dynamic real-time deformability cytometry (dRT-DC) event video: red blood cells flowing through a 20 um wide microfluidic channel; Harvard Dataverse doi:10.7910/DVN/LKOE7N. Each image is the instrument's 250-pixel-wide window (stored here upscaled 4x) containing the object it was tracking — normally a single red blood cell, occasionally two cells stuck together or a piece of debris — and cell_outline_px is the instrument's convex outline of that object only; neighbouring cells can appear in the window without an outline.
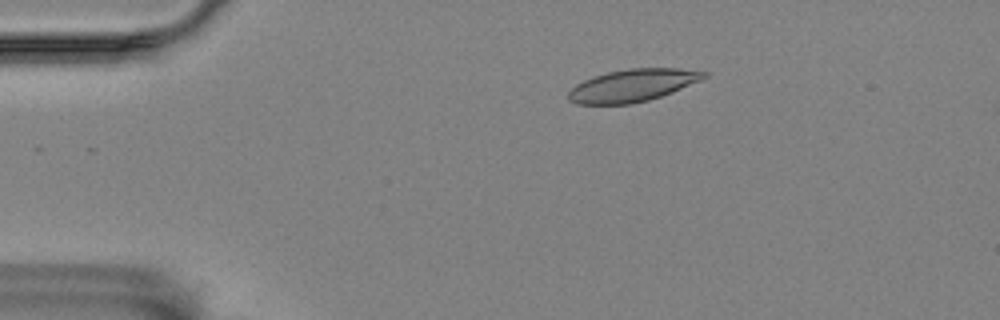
{"species": "Egyptian fruit bat (a non-hibernating species)", "species_latin": "Rousettus aegyptiacus", "temperature_condition": "room temperature", "stored_images_in_passage": 4, "camera_frame_rate_fps": 3000, "um_per_image_px": 0.085, "animal": {"sex": "female"}, "frame": {"image": 1, "passage_image": 3, "time_ms": 3.0, "image_size_px": [1000, 320], "cell_outline_px": [[708, 76], [700, 80], [672, 92], [648, 100], [632, 104], [576, 104], [568, 100], [568, 92], [576, 84], [592, 76], [608, 72], [628, 68], [680, 68], [708, 72]], "centroid_in_image_um": [53.75, 7.26], "position_along_channel_um": 31.2, "area_um2": 25.61}}